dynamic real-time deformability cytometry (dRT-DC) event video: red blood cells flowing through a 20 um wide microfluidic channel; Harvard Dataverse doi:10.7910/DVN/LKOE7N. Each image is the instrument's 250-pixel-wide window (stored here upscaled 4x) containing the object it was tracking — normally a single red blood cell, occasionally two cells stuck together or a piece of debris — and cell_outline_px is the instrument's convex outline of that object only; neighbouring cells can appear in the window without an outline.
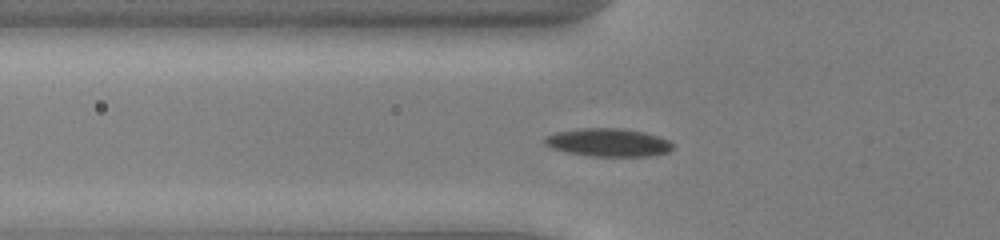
{"species": "common noctule bat (a hibernating species)", "species_latin": "Nyctalus noctula", "temperature_condition": "cold", "stored_images_in_passage": 52, "camera_frame_rate_fps": 3000, "um_per_image_px": 0.085, "animal": {"sex": "male", "body_mass_g": 13.0, "forearm_length_mm": 53.1}, "frame": {"image": 1, "passage_image": 18, "time_ms": 5.667, "image_size_px": [1000, 240], "cell_outline_px": [[672, 148], [668, 152], [652, 156], [592, 156], [564, 152], [552, 148], [544, 144], [544, 136], [556, 132], [580, 128], [620, 128], [644, 132], [660, 136], [668, 140], [672, 144]], "centroid_in_image_um": [51.68, 12.11], "position_along_channel_um": 74.1, "area_um2": 21.1}}
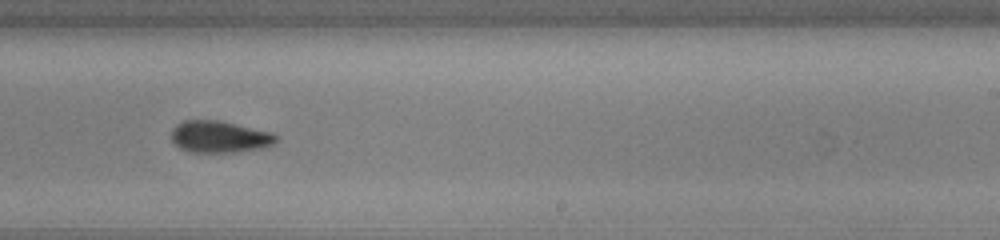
{"frame": {"image": 2, "passage_image": 33, "time_ms": 10.667, "image_size_px": [1000, 240], "cell_outline_px": [[276, 144], [260, 148], [236, 152], [188, 152], [180, 148], [172, 140], [172, 128], [176, 124], [184, 120], [220, 120], [272, 132], [276, 136]], "centroid_in_image_um": [18.65, 11.62], "position_along_channel_um": 270.3, "area_um2": 19.48}}
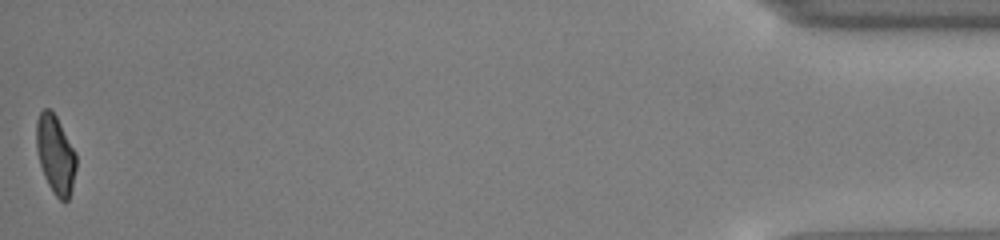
{"frame": {"image": 3, "passage_image": 52, "time_ms": 17.0, "image_size_px": [1000, 240], "cell_outline_px": [[76, 168], [72, 188], [68, 200], [64, 204], [52, 192], [44, 176], [40, 164], [36, 148], [36, 120], [40, 112], [44, 108], [48, 108], [56, 116], [76, 152]], "centroid_in_image_um": [4.71, 13.15], "position_along_channel_um": 430.5, "area_um2": 18.32}, "authors_computed_cell_mechanics": {"area_um2": 19.1607, "velocity_mm_per_s": 3.9402, "shape_relaxation_time_tau1_ms": 3.0047, "shape_relaxation_time_tau2_ms": 3.5171, "deformation_change_tau1": 0.1063, "deformation_change_tau2": 0.0976}}